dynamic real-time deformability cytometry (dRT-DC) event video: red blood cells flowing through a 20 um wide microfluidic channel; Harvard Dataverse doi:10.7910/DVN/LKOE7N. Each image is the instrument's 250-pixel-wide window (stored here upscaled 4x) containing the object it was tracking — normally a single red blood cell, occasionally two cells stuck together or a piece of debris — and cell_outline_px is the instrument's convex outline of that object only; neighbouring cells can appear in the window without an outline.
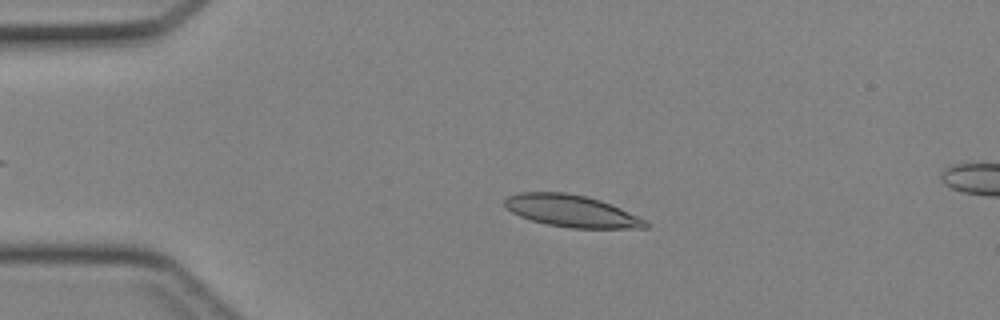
{"species": "Egyptian fruit bat (a non-hibernating species)", "species_latin": "Rousettus aegyptiacus", "temperature_condition": "cold", "stored_images_in_passage": 43, "camera_frame_rate_fps": 3000, "um_per_image_px": 0.085, "animal": {"sex": "female"}, "frame": {"image": 1, "passage_image": 9, "time_ms": 2.667, "image_size_px": [1000, 320], "cell_outline_px": [[648, 228], [572, 228], [548, 224], [532, 220], [520, 216], [504, 208], [504, 200], [508, 196], [520, 192], [564, 192], [584, 196], [600, 200], [612, 204], [648, 220]], "centroid_in_image_um": [48.6, 17.93], "position_along_channel_um": 36.4, "area_um2": 26.3}}
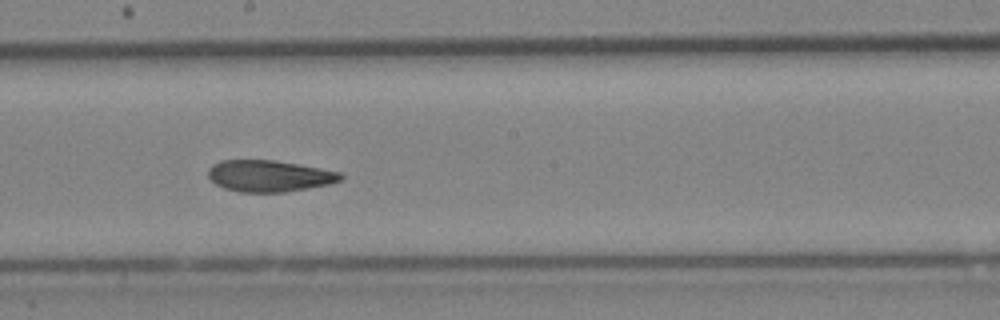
{"frame": {"image": 2, "passage_image": 24, "time_ms": 7.667, "image_size_px": [1000, 320], "cell_outline_px": [[344, 180], [328, 184], [284, 192], [240, 192], [224, 188], [216, 184], [208, 176], [208, 168], [212, 164], [220, 160], [276, 160], [320, 168], [340, 172], [344, 176]], "centroid_in_image_um": [22.88, 14.95], "position_along_channel_um": 225.3, "area_um2": 24.33}}
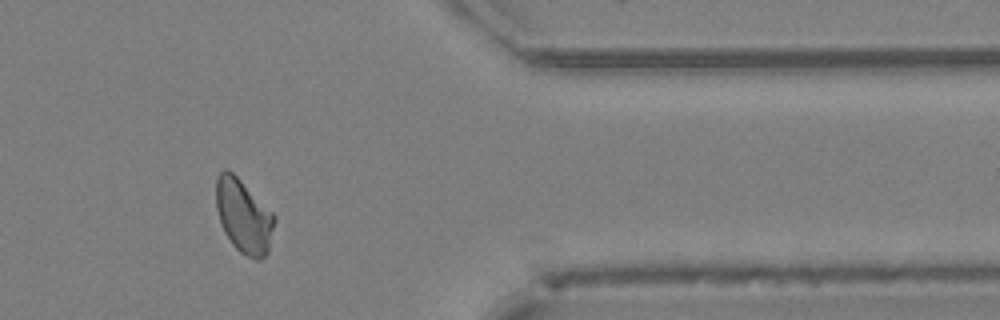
{"frame": {"image": 3, "passage_image": 36, "time_ms": 11.667, "image_size_px": [1000, 320], "cell_outline_px": [[276, 220], [268, 252], [260, 260], [256, 260], [240, 252], [232, 244], [224, 232], [216, 208], [216, 180], [220, 172], [224, 168], [228, 168], [276, 216]], "centroid_in_image_um": [20.71, 18.38], "position_along_channel_um": 390.7, "area_um2": 24.91}}